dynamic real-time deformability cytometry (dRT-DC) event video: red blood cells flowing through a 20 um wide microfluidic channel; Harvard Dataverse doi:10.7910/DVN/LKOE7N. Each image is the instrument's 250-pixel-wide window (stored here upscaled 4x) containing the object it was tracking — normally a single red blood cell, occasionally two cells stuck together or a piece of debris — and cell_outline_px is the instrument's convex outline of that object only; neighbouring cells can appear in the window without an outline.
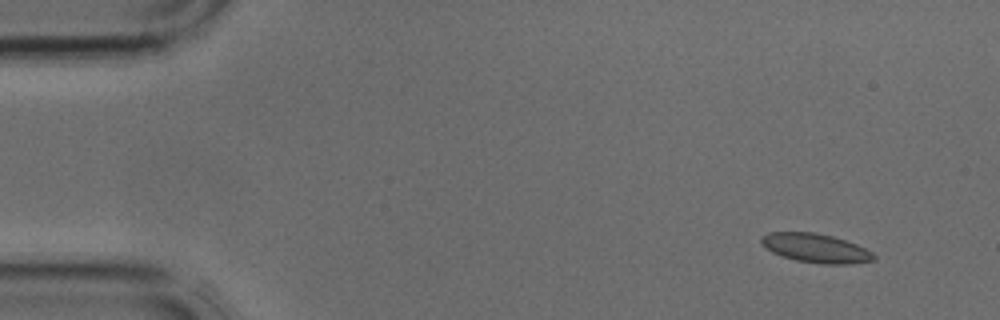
{"species": "common noctule bat (a hibernating species)", "species_latin": "Nyctalus noctula", "temperature_condition": "cold", "stored_images_in_passage": 3, "camera_frame_rate_fps": 3000, "um_per_image_px": 0.085, "animal": {"sex": "male", "body_mass_g": 17.9, "forearm_length_mm": 54.2}, "frame": {"image": 1, "passage_image": 1, "time_ms": 0.0, "image_size_px": [1000, 320], "cell_outline_px": [[876, 260], [852, 264], [820, 264], [796, 260], [772, 252], [760, 240], [760, 236], [768, 232], [812, 232], [832, 236], [856, 244], [872, 252], [876, 256]], "centroid_in_image_um": [69.36, 21.09], "position_along_channel_um": 15.6, "area_um2": 18.9}}
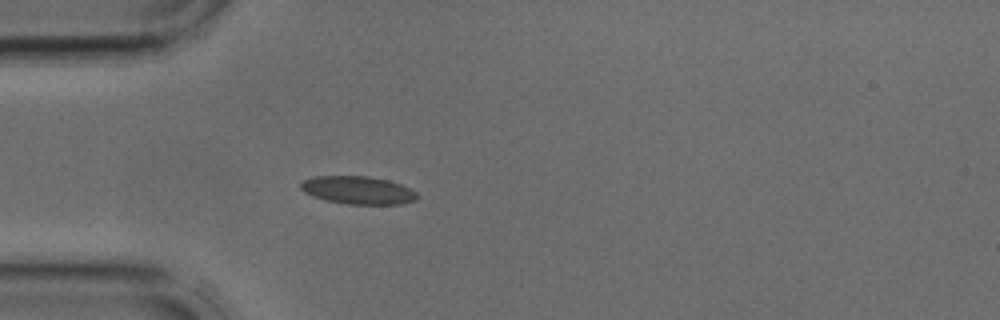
{"frame": {"image": 2, "passage_image": 3, "time_ms": 0.667, "image_size_px": [1000, 320], "cell_outline_px": [[420, 196], [416, 200], [400, 204], [348, 204], [328, 200], [312, 196], [304, 192], [300, 188], [300, 184], [304, 180], [312, 176], [368, 176], [388, 180], [400, 184], [416, 192]], "centroid_in_image_um": [30.43, 16.16], "position_along_channel_um": 54.6, "area_um2": 18.9}}